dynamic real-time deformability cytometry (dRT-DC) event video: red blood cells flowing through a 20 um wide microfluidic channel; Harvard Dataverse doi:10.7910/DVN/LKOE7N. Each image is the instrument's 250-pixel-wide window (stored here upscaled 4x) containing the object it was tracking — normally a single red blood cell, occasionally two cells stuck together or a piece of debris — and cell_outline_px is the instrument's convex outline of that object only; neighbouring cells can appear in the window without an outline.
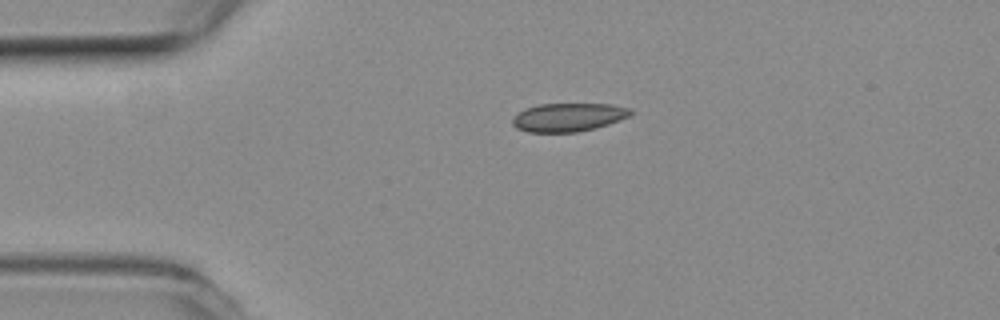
{"species": "common noctule bat (a hibernating species)", "species_latin": "Nyctalus noctula", "temperature_condition": "room temperature", "stored_images_in_passage": 2, "camera_frame_rate_fps": 3000, "um_per_image_px": 0.085, "animal": {"sex": "female", "body_mass_g": 19.3, "forearm_length_mm": 54.1}, "frame": {"image": 1, "passage_image": 1, "time_ms": 0.0, "image_size_px": [1000, 320], "cell_outline_px": [[632, 116], [596, 128], [576, 132], [528, 132], [516, 128], [512, 124], [512, 120], [524, 108], [540, 104], [612, 104], [632, 108]], "centroid_in_image_um": [48.35, 9.96], "position_along_channel_um": 36.6, "area_um2": 19.65}}